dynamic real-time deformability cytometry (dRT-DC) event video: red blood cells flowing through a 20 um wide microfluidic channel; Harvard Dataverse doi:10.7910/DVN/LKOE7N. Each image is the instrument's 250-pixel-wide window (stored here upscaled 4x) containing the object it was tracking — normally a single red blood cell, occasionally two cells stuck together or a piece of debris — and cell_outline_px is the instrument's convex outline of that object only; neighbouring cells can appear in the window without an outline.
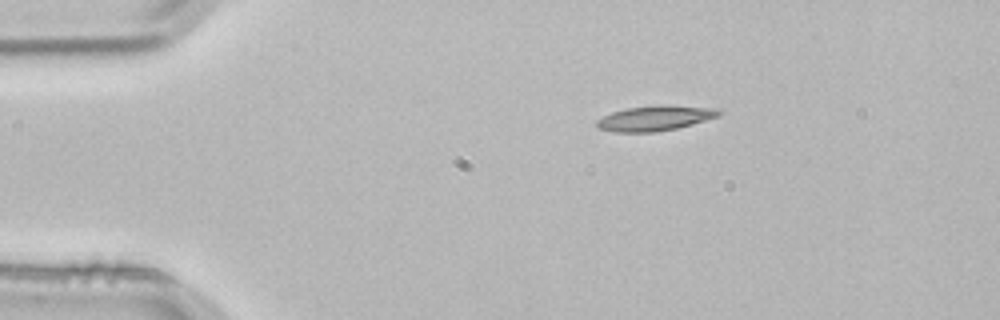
{"species": "common noctule bat (a hibernating species)", "species_latin": "Nyctalus noctula", "temperature_condition": "room temperature", "stored_images_in_passage": 2, "camera_frame_rate_fps": 3000, "um_per_image_px": 0.085, "animal": {"sex": "male", "body_mass_g": 21.5, "forearm_length_mm": 52.0}, "frame": {"image": 1, "passage_image": 1, "time_ms": 0.0, "image_size_px": [1000, 320], "cell_outline_px": [[724, 112], [720, 116], [692, 124], [676, 128], [656, 132], [612, 132], [600, 128], [596, 124], [596, 120], [612, 112], [624, 108], [652, 104], [668, 104], [716, 108]], "centroid_in_image_um": [55.71, 10.02], "position_along_channel_um": 29.3, "area_um2": 18.26}}